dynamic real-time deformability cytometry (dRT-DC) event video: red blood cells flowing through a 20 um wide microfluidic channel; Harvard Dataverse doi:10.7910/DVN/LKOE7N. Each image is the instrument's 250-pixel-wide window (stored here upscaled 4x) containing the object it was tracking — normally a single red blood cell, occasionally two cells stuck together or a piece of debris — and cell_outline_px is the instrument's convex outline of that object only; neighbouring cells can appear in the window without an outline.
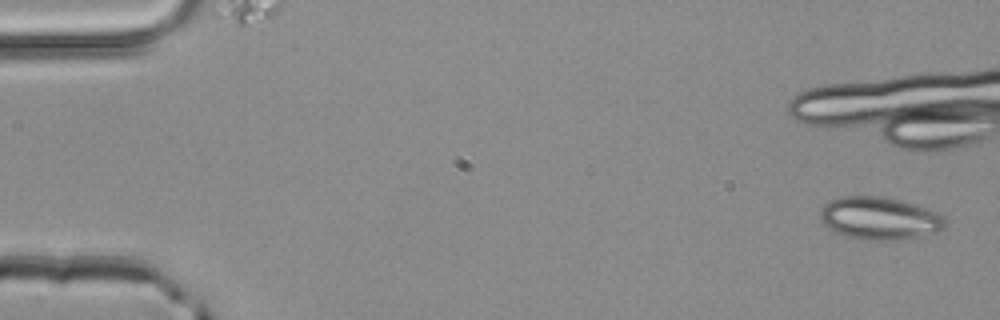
{"species": "common noctule bat (a hibernating species)", "species_latin": "Nyctalus noctula", "temperature_condition": "room temperature", "stored_images_in_passage": 5, "camera_frame_rate_fps": 3000, "um_per_image_px": 0.085, "animal": {"sex": "male", "body_mass_g": 20.4}, "frame": {"image": 1, "passage_image": 1, "time_ms": 0.0, "image_size_px": [1000, 320], "cell_outline_px": [[944, 228], [936, 232], [920, 236], [896, 240], [868, 240], [848, 236], [836, 232], [820, 224], [820, 208], [824, 204], [840, 196], [880, 196], [900, 200], [936, 212], [944, 216]], "centroid_in_image_um": [74.7, 18.55], "position_along_channel_um": 10.3, "area_um2": 30.92}}